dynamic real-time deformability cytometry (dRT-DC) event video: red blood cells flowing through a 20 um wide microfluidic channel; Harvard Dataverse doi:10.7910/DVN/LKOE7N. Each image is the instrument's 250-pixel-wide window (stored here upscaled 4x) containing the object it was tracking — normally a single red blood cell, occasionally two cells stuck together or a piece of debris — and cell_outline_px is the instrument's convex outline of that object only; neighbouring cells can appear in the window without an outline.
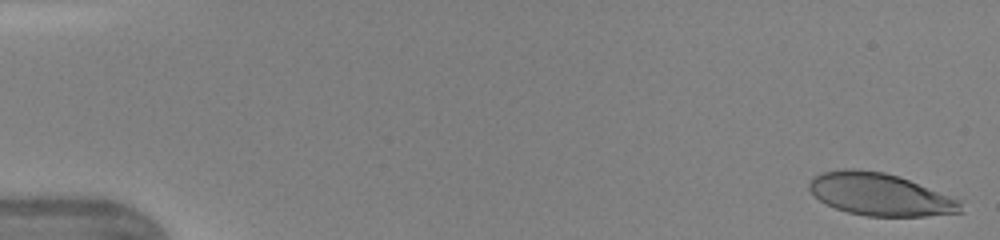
{"species": "human", "species_latin": "Homo sapiens", "temperature_condition": "warm", "stored_images_in_passage": 46, "camera_frame_rate_fps": 3000, "um_per_image_px": 0.085, "donor": {"sex": "female"}, "frame": {"image": 1, "passage_image": 1, "time_ms": 0.0, "image_size_px": [1000, 240], "cell_outline_px": [[964, 212], [924, 216], [868, 216], [848, 212], [836, 208], [820, 200], [808, 188], [808, 184], [820, 172], [844, 168], [856, 168], [884, 172], [900, 176], [960, 200]], "centroid_in_image_um": [74.81, 16.51], "position_along_channel_um": 10.2, "area_um2": 37.34}}
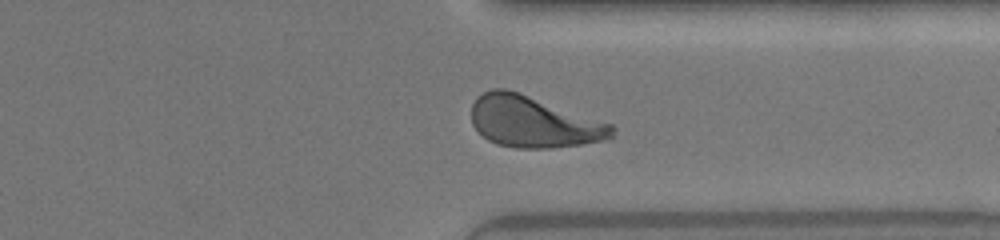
{"frame": {"image": 2, "passage_image": 36, "time_ms": 11.667, "image_size_px": [1000, 240], "cell_outline_px": [[616, 128], [612, 136], [604, 140], [580, 144], [552, 148], [516, 148], [496, 144], [488, 140], [472, 124], [472, 104], [476, 96], [492, 88], [508, 88], [612, 124]], "centroid_in_image_um": [45.32, 10.34], "position_along_channel_um": 366.1, "area_um2": 42.02}}
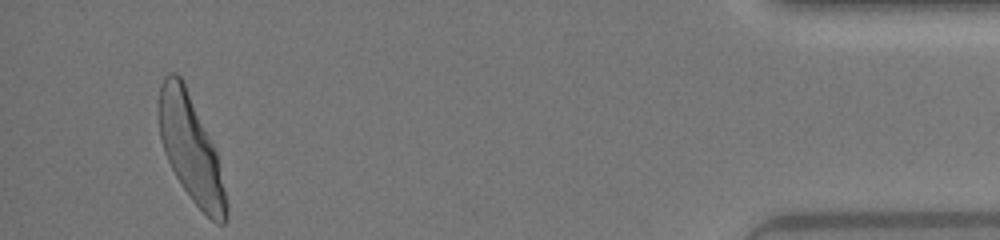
{"frame": {"image": 3, "passage_image": 44, "time_ms": 14.333, "image_size_px": [1000, 240], "cell_outline_px": [[228, 220], [224, 224], [216, 224], [192, 200], [176, 176], [164, 152], [160, 136], [156, 112], [160, 84], [164, 76], [168, 72], [176, 72], [184, 80], [216, 152], [228, 200]], "centroid_in_image_um": [16.2, 12.61], "position_along_channel_um": 419.0, "area_um2": 41.91}, "authors_computed_cell_mechanics": {"area_um2": 41.038, "velocity_mm_per_s": 4.3649, "shape_relaxation_time_tau1_ms": 2.6672, "shape_relaxation_time_tau2_ms": null, "deformation_change_tau1": 0.1846, "deformation_change_tau2": null}}